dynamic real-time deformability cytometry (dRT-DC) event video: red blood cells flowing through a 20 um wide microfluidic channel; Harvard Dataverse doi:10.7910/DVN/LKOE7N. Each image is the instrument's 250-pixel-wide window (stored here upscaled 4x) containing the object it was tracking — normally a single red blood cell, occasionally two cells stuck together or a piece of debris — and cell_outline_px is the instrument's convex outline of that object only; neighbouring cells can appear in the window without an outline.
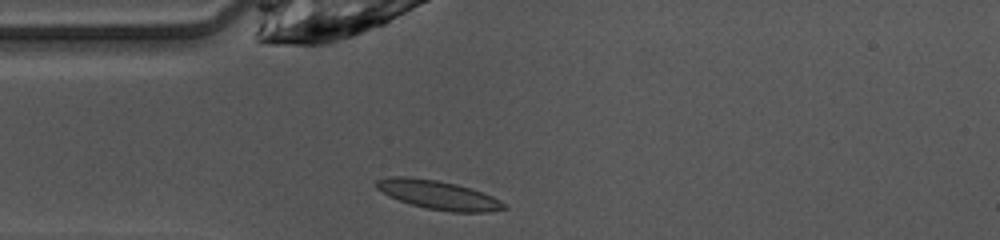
{"species": "common noctule bat (a hibernating species)", "species_latin": "Nyctalus noctula", "temperature_condition": "warm", "stored_images_in_passage": 37, "camera_frame_rate_fps": 3000, "um_per_image_px": 0.085, "animal": {"sex": "female", "body_mass_g": 10.0, "forearm_length_mm": 53.1}, "frame": {"image": 1, "passage_image": 1, "time_ms": 0.0, "image_size_px": [1000, 240], "cell_outline_px": [[508, 208], [488, 212], [452, 212], [428, 208], [412, 204], [388, 196], [376, 188], [376, 180], [388, 176], [404, 176], [436, 180], [456, 184], [472, 188], [492, 196], [508, 204]], "centroid_in_image_um": [37.28, 16.56], "position_along_channel_um": 47.7, "area_um2": 21.44}}
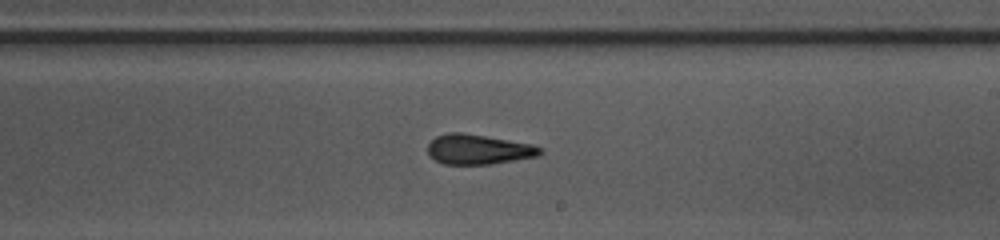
{"frame": {"image": 2, "passage_image": 16, "time_ms": 5.0, "image_size_px": [1000, 240], "cell_outline_px": [[544, 152], [540, 156], [492, 164], [444, 164], [428, 156], [428, 144], [436, 136], [448, 132], [460, 132], [532, 144], [544, 148]], "centroid_in_image_um": [40.69, 12.7], "position_along_channel_um": 248.3, "area_um2": 19.71}}
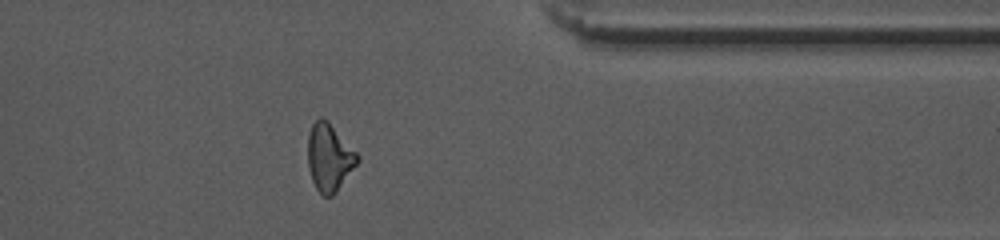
{"frame": {"image": 3, "passage_image": 27, "time_ms": 8.667, "image_size_px": [1000, 240], "cell_outline_px": [[360, 160], [336, 192], [332, 196], [324, 196], [316, 188], [312, 180], [308, 168], [308, 136], [312, 124], [320, 116], [328, 120], [360, 156]], "centroid_in_image_um": [27.99, 13.36], "position_along_channel_um": 383.4, "area_um2": 19.48}, "authors_computed_cell_mechanics": {"area_um2": 19.4786, "velocity_mm_per_s": 4.1127, "shape_relaxation_time_tau1_ms": 6.6462, "shape_relaxation_time_tau2_ms": 2.374, "deformation_change_tau1": 0.2118, "deformation_change_tau2": 0.1226}}